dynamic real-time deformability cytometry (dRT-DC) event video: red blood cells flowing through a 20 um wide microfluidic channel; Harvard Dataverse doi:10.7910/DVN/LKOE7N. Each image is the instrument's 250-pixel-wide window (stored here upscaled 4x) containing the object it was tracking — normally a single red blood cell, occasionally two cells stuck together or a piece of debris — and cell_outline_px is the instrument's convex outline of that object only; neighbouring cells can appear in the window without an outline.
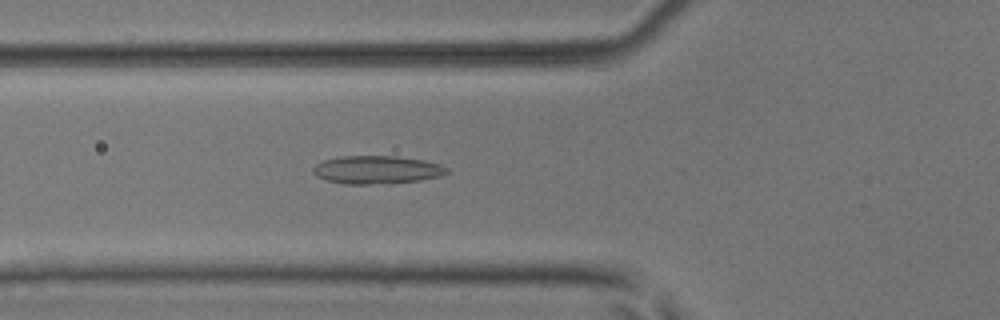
{"species": "common noctule bat (a hibernating species)", "species_latin": "Nyctalus noctula", "temperature_condition": "room temperature", "stored_images_in_passage": 39, "camera_frame_rate_fps": 3000, "um_per_image_px": 0.085, "animal": {"sex": "male", "body_mass_g": 17.9, "forearm_length_mm": 54.2}, "frame": {"image": 1, "passage_image": 17, "time_ms": 5.333, "image_size_px": [1000, 320], "cell_outline_px": [[448, 172], [440, 176], [420, 180], [368, 184], [344, 184], [328, 180], [316, 176], [312, 172], [312, 168], [316, 164], [324, 160], [344, 156], [396, 156], [424, 160], [440, 164], [448, 168]], "centroid_in_image_um": [32.02, 14.42], "position_along_channel_um": 93.8, "area_um2": 21.68}}
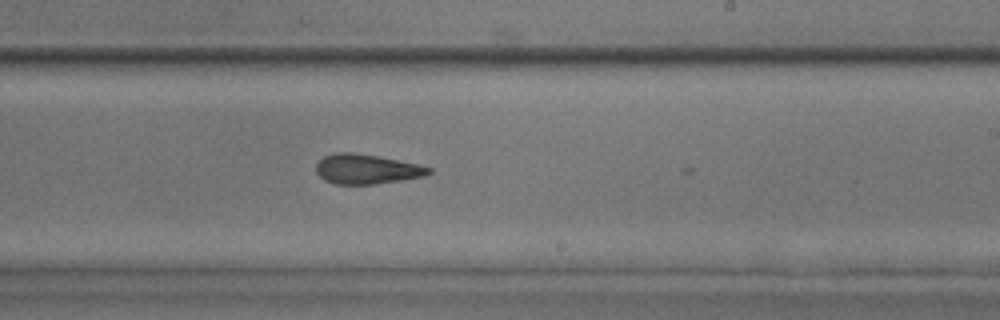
{"frame": {"image": 2, "passage_image": 29, "time_ms": 9.333, "image_size_px": [1000, 320], "cell_outline_px": [[432, 172], [424, 176], [376, 184], [336, 184], [324, 180], [316, 172], [316, 164], [324, 156], [336, 152], [356, 152], [380, 156], [416, 164], [432, 168]], "centroid_in_image_um": [31.14, 14.36], "position_along_channel_um": 257.9, "area_um2": 19.54}}
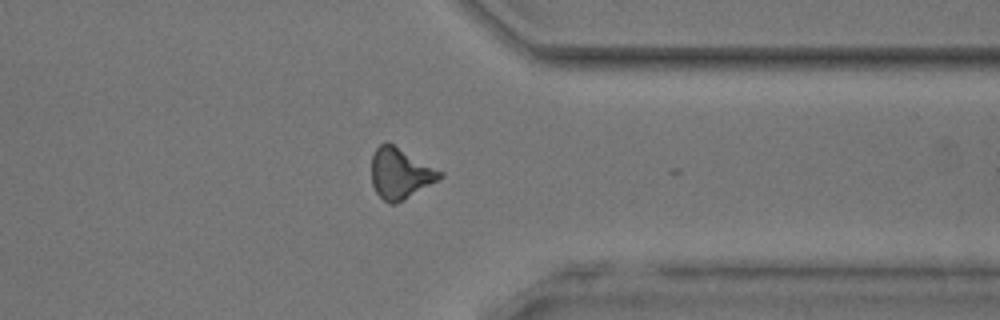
{"frame": {"image": 3, "passage_image": 38, "time_ms": 12.333, "image_size_px": [1000, 320], "cell_outline_px": [[444, 176], [404, 200], [396, 204], [388, 204], [376, 192], [372, 184], [372, 156], [376, 148], [384, 140], [388, 140], [444, 172]], "centroid_in_image_um": [34.02, 14.71], "position_along_channel_um": 377.4, "area_um2": 20.52}, "authors_computed_cell_mechanics": {"area_um2": 20.519, "velocity_mm_per_s": 4.1123, "shape_relaxation_time_tau1_ms": null, "shape_relaxation_time_tau2_ms": 3.2804, "deformation_change_tau1": null, "deformation_change_tau2": 0.1295}}